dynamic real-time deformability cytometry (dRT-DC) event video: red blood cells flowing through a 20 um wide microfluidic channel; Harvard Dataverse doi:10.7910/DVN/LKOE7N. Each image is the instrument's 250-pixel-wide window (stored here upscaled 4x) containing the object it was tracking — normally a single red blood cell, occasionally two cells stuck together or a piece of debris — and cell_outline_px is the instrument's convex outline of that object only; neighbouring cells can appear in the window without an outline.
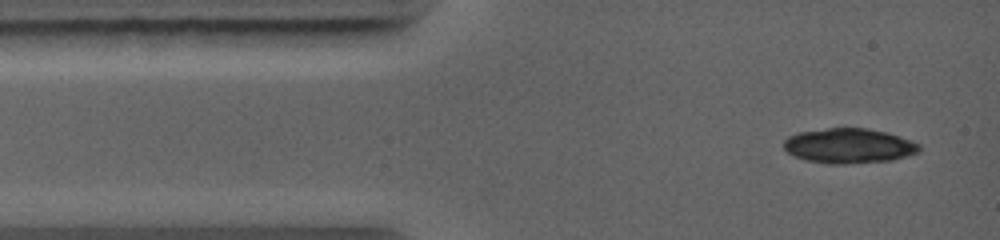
{"species": "common noctule bat (a hibernating species)", "species_latin": "Nyctalus noctula", "temperature_condition": "warm", "stored_images_in_passage": 3, "camera_frame_rate_fps": 5000, "um_per_image_px": 0.085, "animal": {"sex": "female", "body_mass_g": 19.0, "forearm_length_mm": 56.7}, "frame": {"image": 1, "passage_image": 1, "time_ms": 0.0, "image_size_px": [1000, 240], "cell_outline_px": [[920, 152], [892, 160], [844, 164], [828, 164], [804, 160], [788, 152], [784, 148], [784, 140], [788, 136], [800, 132], [828, 128], [868, 128], [884, 132], [912, 140], [920, 144]], "centroid_in_image_um": [72.16, 12.4], "position_along_channel_um": 12.8, "area_um2": 27.51}}